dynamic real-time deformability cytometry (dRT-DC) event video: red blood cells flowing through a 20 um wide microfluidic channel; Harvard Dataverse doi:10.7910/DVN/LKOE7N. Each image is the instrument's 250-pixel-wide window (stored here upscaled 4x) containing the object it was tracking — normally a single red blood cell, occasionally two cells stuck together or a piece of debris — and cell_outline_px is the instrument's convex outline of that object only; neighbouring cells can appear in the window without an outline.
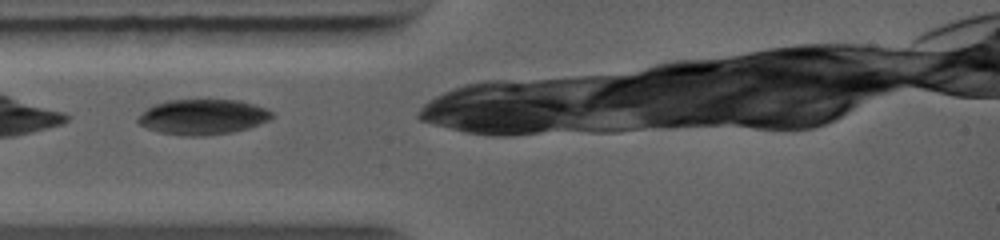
{"species": "common noctule bat (a hibernating species)", "species_latin": "Nyctalus noctula", "temperature_condition": "warm", "stored_images_in_passage": 10, "camera_frame_rate_fps": 5000, "um_per_image_px": 0.085, "animal": {"sex": "female", "body_mass_g": 19.0, "forearm_length_mm": 56.7}, "frame": {"image": 1, "passage_image": 1, "time_ms": 0.0, "image_size_px": [1000, 240], "cell_outline_px": [[272, 116], [268, 120], [248, 128], [232, 132], [204, 136], [188, 136], [160, 132], [148, 128], [140, 124], [136, 120], [148, 108], [156, 104], [168, 100], [236, 100], [252, 104], [264, 108], [272, 112]], "centroid_in_image_um": [17.23, 9.94], "position_along_channel_um": 67.8, "area_um2": 27.05}}
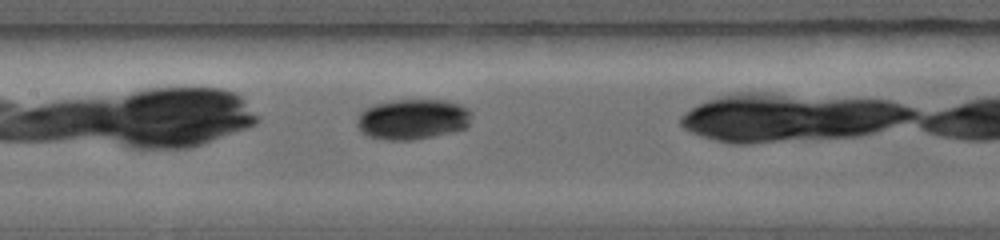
{"frame": {"image": 2, "passage_image": 5, "time_ms": 2.2, "image_size_px": [1000, 240], "cell_outline_px": [[472, 116], [468, 128], [452, 132], [412, 140], [388, 140], [368, 136], [360, 132], [356, 124], [356, 120], [360, 112], [364, 108], [372, 104], [392, 100], [444, 100], [460, 104], [468, 108], [472, 112]], "centroid_in_image_um": [35.07, 10.13], "position_along_channel_um": 172.3, "area_um2": 27.46}}
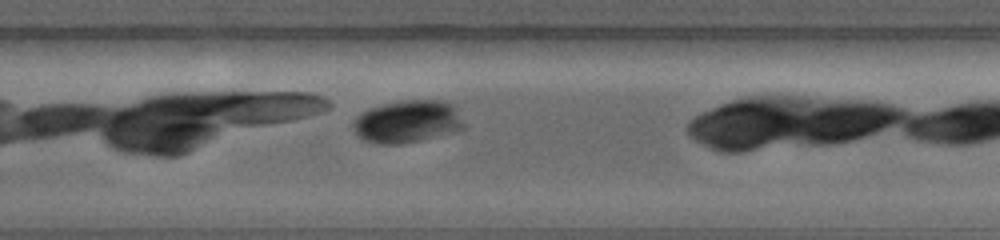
{"frame": {"image": 3, "passage_image": 10, "time_ms": 4.8, "image_size_px": [1000, 240], "cell_outline_px": [[464, 128], [460, 132], [400, 144], [376, 144], [364, 140], [352, 128], [352, 120], [360, 112], [368, 108], [400, 100], [444, 100], [456, 104], [464, 124]], "centroid_in_image_um": [34.67, 10.32], "position_along_channel_um": 295.1, "area_um2": 28.15}}